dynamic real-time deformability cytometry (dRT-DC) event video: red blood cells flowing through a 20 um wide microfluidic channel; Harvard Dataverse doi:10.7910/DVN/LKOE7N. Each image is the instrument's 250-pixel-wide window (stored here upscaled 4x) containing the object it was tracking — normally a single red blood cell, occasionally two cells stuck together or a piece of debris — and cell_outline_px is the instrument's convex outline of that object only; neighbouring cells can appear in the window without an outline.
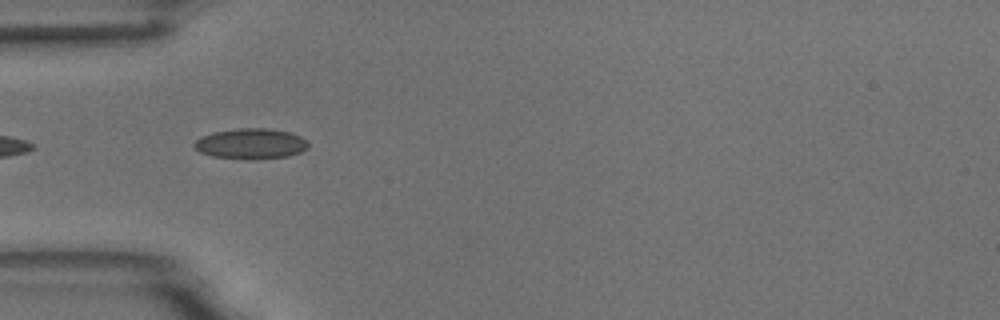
{"species": "common noctule bat (a hibernating species)", "species_latin": "Nyctalus noctula", "temperature_condition": "room temperature", "stored_images_in_passage": 6, "camera_frame_rate_fps": 3000, "um_per_image_px": 0.085, "animal": {"sex": "male", "body_mass_g": 18.8}, "frame": {"image": 1, "passage_image": 5, "time_ms": 1.333, "image_size_px": [1000, 320], "cell_outline_px": [[308, 148], [300, 152], [288, 156], [256, 160], [240, 160], [212, 156], [200, 152], [192, 144], [200, 136], [216, 132], [240, 128], [268, 128], [288, 132], [300, 136], [308, 144]], "centroid_in_image_um": [21.3, 12.24], "position_along_channel_um": 63.7, "area_um2": 20.4}}